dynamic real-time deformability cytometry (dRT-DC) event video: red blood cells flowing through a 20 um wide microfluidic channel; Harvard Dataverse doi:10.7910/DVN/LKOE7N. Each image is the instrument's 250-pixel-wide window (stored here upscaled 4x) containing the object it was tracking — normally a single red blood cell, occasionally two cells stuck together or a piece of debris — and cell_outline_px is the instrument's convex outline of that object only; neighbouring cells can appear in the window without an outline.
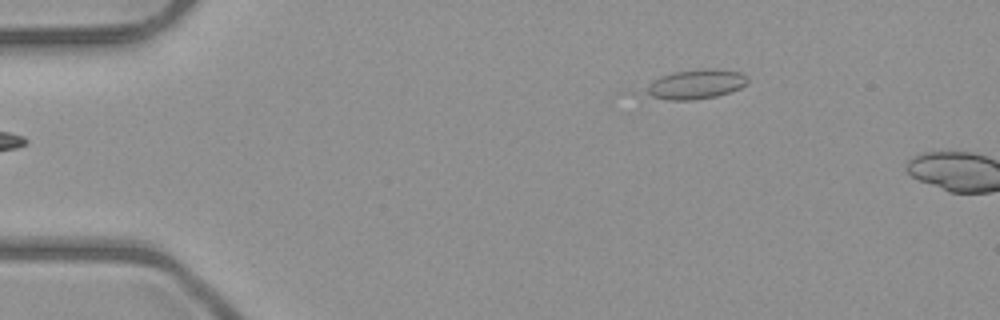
{"species": "common noctule bat (a hibernating species)", "species_latin": "Nyctalus noctula", "temperature_condition": "room temperature", "stored_images_in_passage": 2, "camera_frame_rate_fps": 3000, "um_per_image_px": 0.085, "animal": {"sex": "male", "body_mass_g": 23.1, "forearm_length_mm": 52.7}, "frame": {"image": 1, "passage_image": 1, "time_ms": 0.0, "image_size_px": [1000, 320], "cell_outline_px": [[748, 84], [740, 88], [716, 96], [692, 100], [668, 100], [652, 96], [648, 92], [648, 84], [652, 80], [660, 76], [672, 72], [700, 68], [716, 68], [740, 72], [748, 76]], "centroid_in_image_um": [59.2, 7.13], "position_along_channel_um": 25.8, "area_um2": 17.57}}